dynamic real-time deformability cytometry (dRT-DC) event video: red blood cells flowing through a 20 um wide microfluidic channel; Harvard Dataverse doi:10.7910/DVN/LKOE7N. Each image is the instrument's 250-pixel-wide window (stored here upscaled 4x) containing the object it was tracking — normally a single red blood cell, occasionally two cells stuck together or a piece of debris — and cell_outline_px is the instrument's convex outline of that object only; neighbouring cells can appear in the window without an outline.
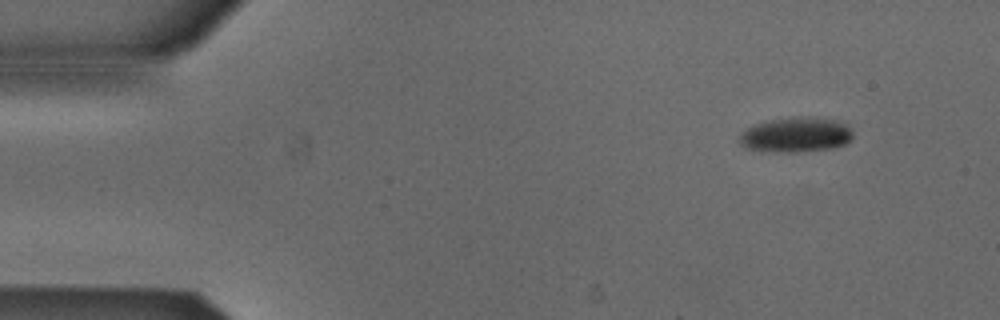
{"species": "Egyptian fruit bat (a non-hibernating species)", "species_latin": "Rousettus aegyptiacus", "temperature_condition": "cold", "stored_images_in_passage": 9, "camera_frame_rate_fps": 3000, "um_per_image_px": 0.085, "animal": {"sex": "male"}, "frame": {"image": 1, "passage_image": 1, "time_ms": 0.0, "image_size_px": [1000, 320], "cell_outline_px": [[852, 136], [844, 144], [828, 148], [792, 152], [788, 152], [748, 148], [740, 144], [740, 136], [748, 128], [756, 124], [772, 120], [792, 116], [812, 116], [836, 120], [844, 124], [852, 132]], "centroid_in_image_um": [67.67, 11.42], "position_along_channel_um": 17.3, "area_um2": 22.43}}